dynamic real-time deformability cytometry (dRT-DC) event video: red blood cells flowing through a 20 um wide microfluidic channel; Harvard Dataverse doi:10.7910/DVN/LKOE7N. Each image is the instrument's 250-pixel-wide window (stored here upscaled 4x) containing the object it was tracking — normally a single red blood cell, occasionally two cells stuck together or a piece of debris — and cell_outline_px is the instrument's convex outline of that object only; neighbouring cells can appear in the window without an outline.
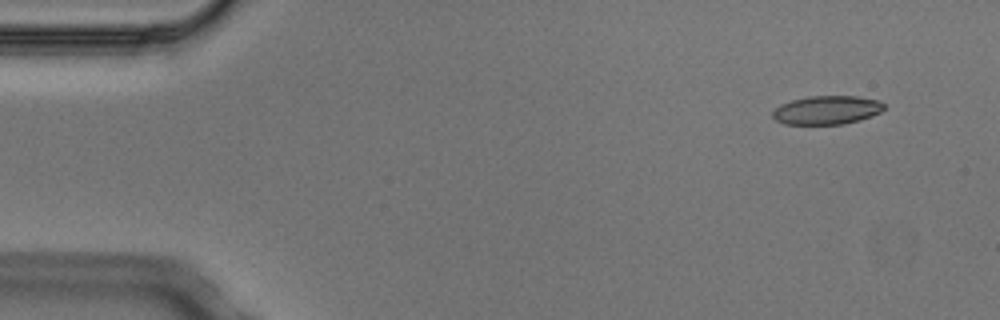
{"species": "Egyptian fruit bat (a non-hibernating species)", "species_latin": "Rousettus aegyptiacus", "temperature_condition": "cold", "stored_images_in_passage": 3, "camera_frame_rate_fps": 3000, "um_per_image_px": 0.085, "animal": {"sex": "male"}, "frame": {"image": 1, "passage_image": 1, "time_ms": 0.0, "image_size_px": [1000, 320], "cell_outline_px": [[884, 108], [880, 112], [872, 116], [860, 120], [844, 124], [784, 124], [776, 120], [772, 116], [772, 112], [780, 104], [792, 100], [812, 96], [856, 96], [876, 100], [884, 104]], "centroid_in_image_um": [70.27, 9.36], "position_along_channel_um": 14.7, "area_um2": 18.5}}
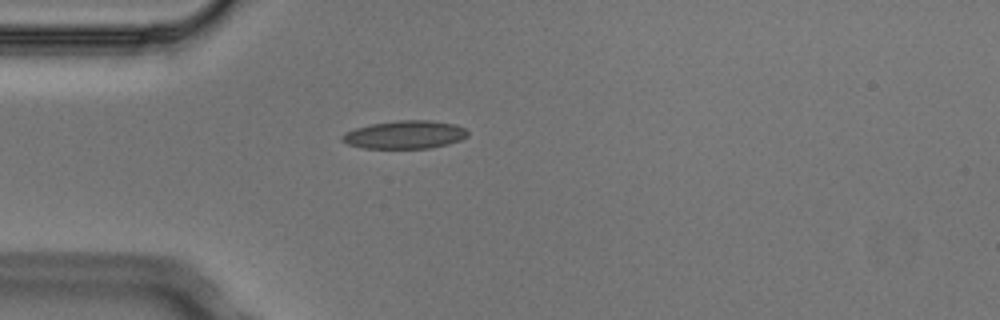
{"frame": {"image": 2, "passage_image": 3, "time_ms": 0.667, "image_size_px": [1000, 320], "cell_outline_px": [[468, 136], [460, 140], [448, 144], [432, 148], [364, 148], [348, 144], [340, 140], [340, 136], [344, 132], [356, 128], [372, 124], [400, 120], [432, 120], [452, 124], [464, 128], [468, 132]], "centroid_in_image_um": [34.4, 11.45], "position_along_channel_um": 50.6, "area_um2": 20.52}}